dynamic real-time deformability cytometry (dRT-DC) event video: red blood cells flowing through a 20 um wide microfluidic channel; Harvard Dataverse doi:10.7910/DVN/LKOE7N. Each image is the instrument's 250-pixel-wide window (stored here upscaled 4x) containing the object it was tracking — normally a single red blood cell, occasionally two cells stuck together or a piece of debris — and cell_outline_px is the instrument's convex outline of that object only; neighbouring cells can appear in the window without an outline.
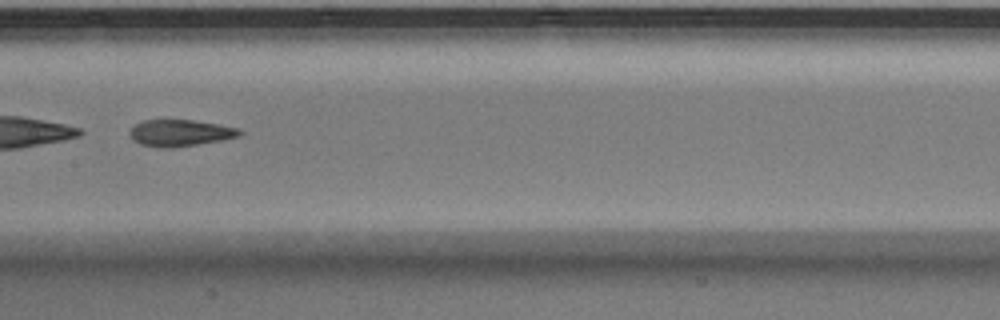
{"species": "Egyptian fruit bat (a non-hibernating species)", "species_latin": "Rousettus aegyptiacus", "temperature_condition": "warm", "stored_images_in_passage": 35, "camera_frame_rate_fps": 3000, "um_per_image_px": 0.085, "animal": {"sex": "male"}, "frame": {"image": 1, "passage_image": 11, "time_ms": 3.333, "image_size_px": [1000, 320], "cell_outline_px": [[244, 132], [240, 136], [220, 140], [172, 148], [160, 148], [140, 144], [132, 140], [128, 132], [136, 124], [144, 120], [192, 120], [240, 128]], "centroid_in_image_um": [15.3, 11.3], "position_along_channel_um": 192.1, "area_um2": 16.99}, "authors_computed_cell_mechanics": {"area_um2": 17.5712, "velocity_mm_per_s": 3.9984, "shape_relaxation_time_tau1_ms": null, "shape_relaxation_time_tau2_ms": 2.1332, "deformation_change_tau1": null, "deformation_change_tau2": 0.1042}}